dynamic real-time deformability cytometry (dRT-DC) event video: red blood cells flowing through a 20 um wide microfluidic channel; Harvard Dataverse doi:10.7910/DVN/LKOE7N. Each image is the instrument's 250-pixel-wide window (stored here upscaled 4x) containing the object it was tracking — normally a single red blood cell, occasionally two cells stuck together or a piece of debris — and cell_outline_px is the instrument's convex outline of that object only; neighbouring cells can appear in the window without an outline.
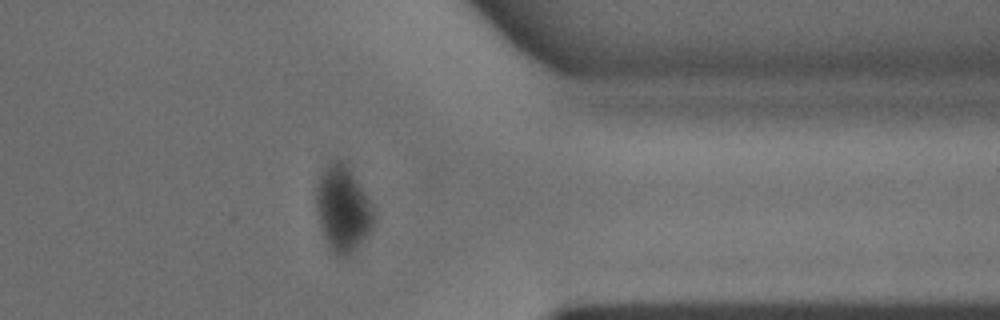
{"species": "common noctule bat (a hibernating species)", "species_latin": "Nyctalus noctula", "temperature_condition": "warm", "stored_images_in_passage": 27, "camera_frame_rate_fps": 3000, "um_per_image_px": 0.085, "animal": {"sex": "male", "body_mass_g": 15.6}, "frame": {"image": 1, "passage_image": 19, "time_ms": 6.0, "image_size_px": [1000, 320], "cell_outline_px": [[376, 220], [372, 228], [348, 256], [336, 256], [328, 248], [320, 228], [316, 208], [316, 184], [328, 160], [336, 156], [344, 160], [368, 196], [376, 212]], "centroid_in_image_um": [29.13, 17.69], "position_along_channel_um": 382.3, "area_um2": 29.42}}